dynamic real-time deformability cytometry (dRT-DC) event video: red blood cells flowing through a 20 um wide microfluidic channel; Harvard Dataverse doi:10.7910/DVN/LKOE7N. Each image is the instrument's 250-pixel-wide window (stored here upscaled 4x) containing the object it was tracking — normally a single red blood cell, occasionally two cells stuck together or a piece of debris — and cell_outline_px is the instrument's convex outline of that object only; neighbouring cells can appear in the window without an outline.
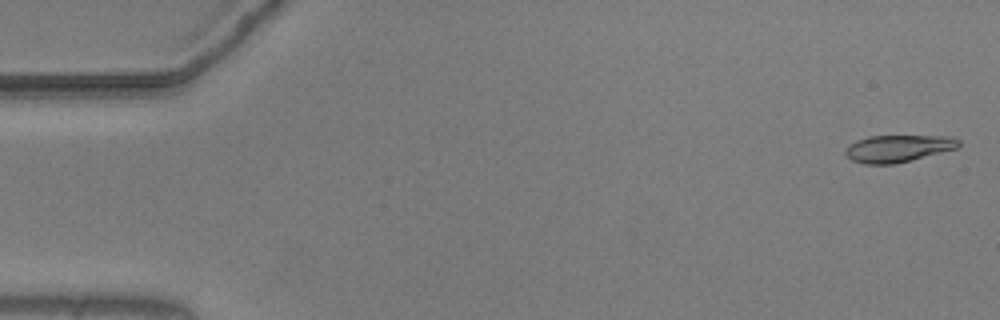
{"species": "common noctule bat (a hibernating species)", "species_latin": "Nyctalus noctula", "temperature_condition": "warm", "stored_images_in_passage": 56, "camera_frame_rate_fps": 3000, "um_per_image_px": 0.085, "animal": {"sex": "male", "body_mass_g": 20.5, "forearm_length_mm": 52.5}, "frame": {"image": 1, "passage_image": 2, "time_ms": 0.333, "image_size_px": [1000, 320], "cell_outline_px": [[960, 144], [956, 148], [892, 164], [864, 164], [852, 160], [844, 152], [856, 140], [868, 136], [952, 136], [960, 140]], "centroid_in_image_um": [76.33, 12.6], "position_along_channel_um": 8.7, "area_um2": 17.46}}
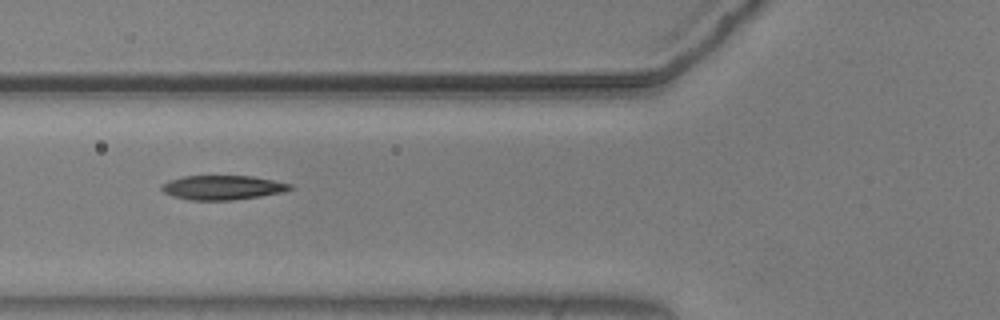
{"frame": {"image": 2, "passage_image": 21, "time_ms": 6.667, "image_size_px": [1000, 320], "cell_outline_px": [[292, 188], [284, 192], [260, 196], [232, 200], [192, 200], [172, 196], [164, 192], [160, 188], [160, 184], [168, 180], [184, 176], [252, 176], [292, 184]], "centroid_in_image_um": [18.88, 15.94], "position_along_channel_um": 106.9, "area_um2": 18.21}}
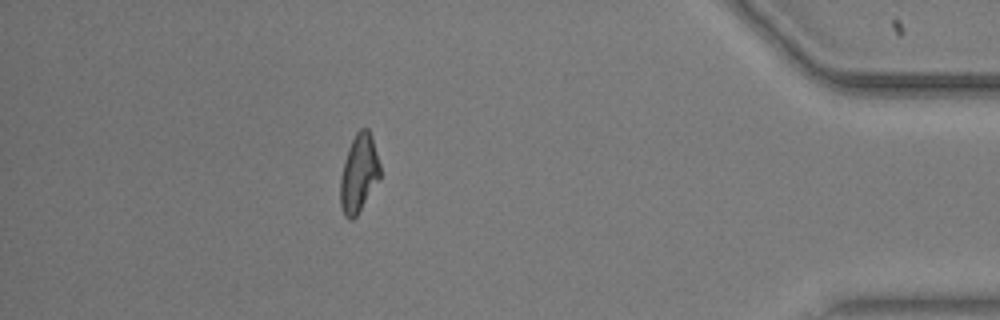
{"frame": {"image": 3, "passage_image": 49, "time_ms": 16.0, "image_size_px": [1000, 320], "cell_outline_px": [[380, 180], [356, 216], [352, 220], [348, 220], [344, 216], [340, 204], [340, 176], [344, 160], [348, 148], [356, 132], [360, 128], [368, 128], [372, 136], [380, 164]], "centroid_in_image_um": [30.5, 14.75], "position_along_channel_um": 404.7, "area_um2": 18.32}}